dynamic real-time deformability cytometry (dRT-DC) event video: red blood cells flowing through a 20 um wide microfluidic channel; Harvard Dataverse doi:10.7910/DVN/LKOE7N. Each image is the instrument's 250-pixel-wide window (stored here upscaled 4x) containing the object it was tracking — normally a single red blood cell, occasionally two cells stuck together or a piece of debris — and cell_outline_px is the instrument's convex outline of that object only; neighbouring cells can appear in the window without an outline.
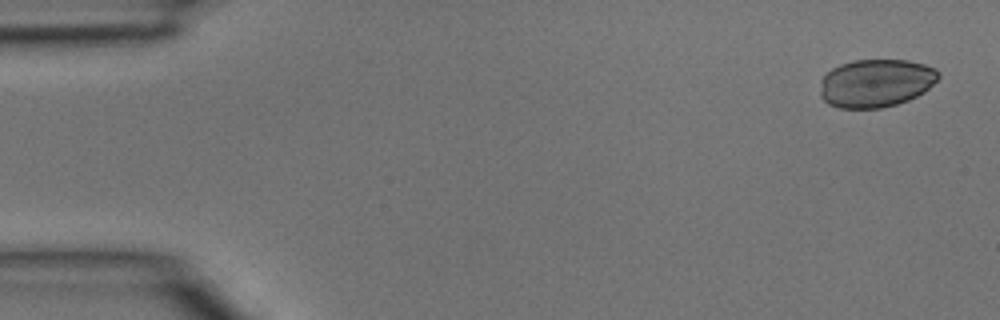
{"species": "common noctule bat (a hibernating species)", "species_latin": "Nyctalus noctula", "temperature_condition": "room temperature", "stored_images_in_passage": 4, "segment_of_instrument_passage": [1, 2], "camera_frame_rate_fps": 3000, "um_per_image_px": 0.085, "animal": {"sex": "male", "body_mass_g": 15.6}, "frame": {"image": 1, "passage_image": 1, "time_ms": 0.0, "image_size_px": [1000, 320], "cell_outline_px": [[940, 76], [924, 92], [908, 100], [896, 104], [880, 108], [840, 108], [828, 104], [820, 96], [820, 80], [832, 68], [840, 64], [856, 60], [908, 60], [924, 64], [936, 68], [940, 72]], "centroid_in_image_um": [74.44, 7.06], "position_along_channel_um": 10.6, "area_um2": 33.23}}